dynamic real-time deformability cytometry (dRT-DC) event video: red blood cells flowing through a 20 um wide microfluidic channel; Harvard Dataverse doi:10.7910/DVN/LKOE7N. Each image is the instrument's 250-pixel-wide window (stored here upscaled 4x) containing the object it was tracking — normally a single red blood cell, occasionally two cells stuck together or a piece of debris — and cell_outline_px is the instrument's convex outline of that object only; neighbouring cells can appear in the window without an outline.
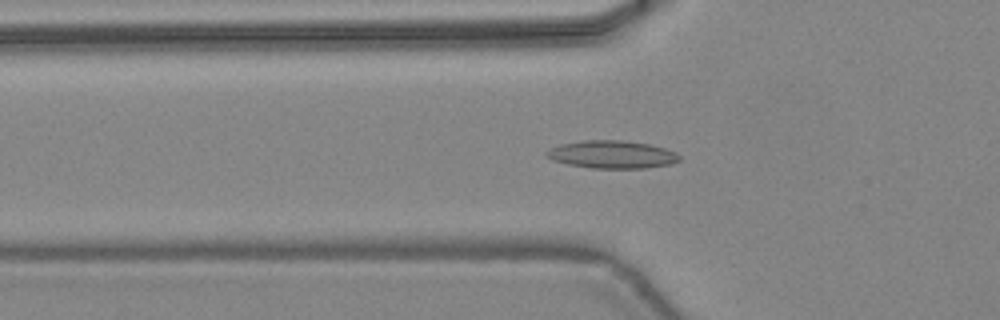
{"species": "common noctule bat (a hibernating species)", "species_latin": "Nyctalus noctula", "temperature_condition": "warm", "stored_images_in_passage": 47, "camera_frame_rate_fps": 3000, "um_per_image_px": 0.085, "animal": {"sex": "female", "body_mass_g": 24.6, "forearm_length_mm": 56.2}, "frame": {"image": 1, "passage_image": 17, "time_ms": 5.333, "image_size_px": [1000, 320], "cell_outline_px": [[680, 160], [668, 164], [644, 168], [592, 168], [568, 164], [552, 160], [544, 156], [544, 152], [560, 144], [584, 140], [620, 140], [648, 144], [664, 148], [676, 152], [680, 156]], "centroid_in_image_um": [51.98, 13.13], "position_along_channel_um": 73.8, "area_um2": 21.39}}
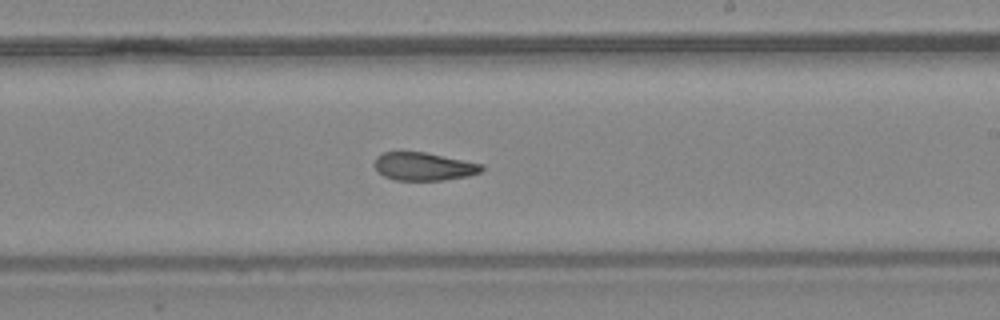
{"frame": {"image": 2, "passage_image": 29, "time_ms": 9.333, "image_size_px": [1000, 320], "cell_outline_px": [[484, 168], [480, 172], [468, 176], [444, 180], [396, 180], [384, 176], [372, 164], [376, 156], [384, 152], [424, 152], [484, 164]], "centroid_in_image_um": [36.02, 14.15], "position_along_channel_um": 253.0, "area_um2": 17.51}}
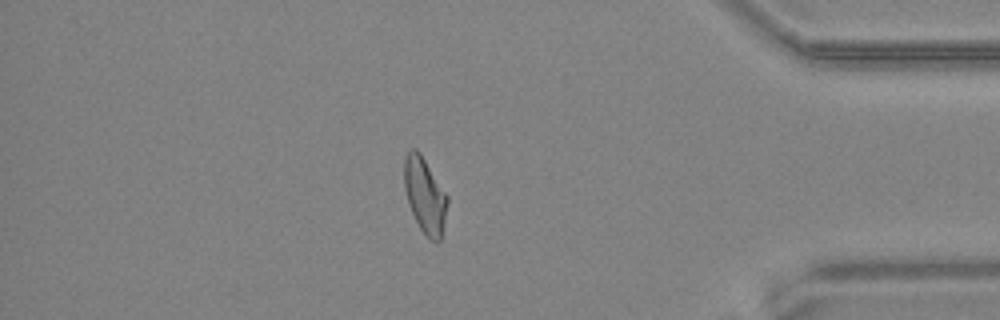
{"frame": {"image": 3, "passage_image": 41, "time_ms": 13.333, "image_size_px": [1000, 320], "cell_outline_px": [[448, 200], [440, 240], [432, 240], [420, 228], [408, 204], [404, 188], [404, 160], [408, 152], [412, 148], [416, 148], [420, 152], [448, 196]], "centroid_in_image_um": [36.09, 16.55], "position_along_channel_um": 399.1, "area_um2": 18.61}, "authors_computed_cell_mechanics": {"area_um2": 18.9006, "velocity_mm_per_s": 4.4632, "shape_relaxation_time_tau1_ms": 9.353, "shape_relaxation_time_tau2_ms": 2.9621, "deformation_change_tau1": 0.2229, "deformation_change_tau2": 0.1003}}